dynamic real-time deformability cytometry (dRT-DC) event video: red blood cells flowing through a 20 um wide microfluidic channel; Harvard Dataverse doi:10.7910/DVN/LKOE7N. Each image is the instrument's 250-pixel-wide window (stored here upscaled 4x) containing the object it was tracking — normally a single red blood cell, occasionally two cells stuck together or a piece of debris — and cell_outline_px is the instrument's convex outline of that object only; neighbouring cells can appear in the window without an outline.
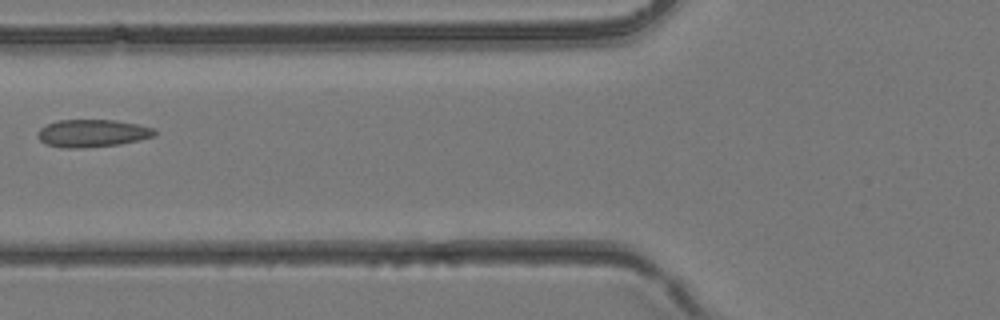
{"species": "common noctule bat (a hibernating species)", "species_latin": "Nyctalus noctula", "temperature_condition": "room temperature", "stored_images_in_passage": 2, "camera_frame_rate_fps": 3000, "um_per_image_px": 0.085, "animal": {"sex": "female", "body_mass_g": 24.6, "forearm_length_mm": 56.2}, "frame": {"image": 1, "passage_image": 2, "time_ms": 0.333, "image_size_px": [1000, 320], "cell_outline_px": [[156, 136], [140, 140], [120, 144], [84, 148], [60, 148], [44, 144], [36, 136], [40, 128], [56, 120], [116, 120], [156, 128]], "centroid_in_image_um": [7.84, 11.33], "position_along_channel_um": 118.0, "area_um2": 19.07}}